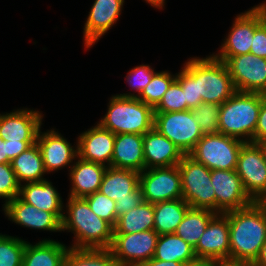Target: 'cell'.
Segmentation results:
<instances>
[{
	"label": "cell",
	"instance_id": "obj_1",
	"mask_svg": "<svg viewBox=\"0 0 266 266\" xmlns=\"http://www.w3.org/2000/svg\"><path fill=\"white\" fill-rule=\"evenodd\" d=\"M230 232V259L254 262L266 241V213L254 202L224 213Z\"/></svg>",
	"mask_w": 266,
	"mask_h": 266
},
{
	"label": "cell",
	"instance_id": "obj_2",
	"mask_svg": "<svg viewBox=\"0 0 266 266\" xmlns=\"http://www.w3.org/2000/svg\"><path fill=\"white\" fill-rule=\"evenodd\" d=\"M62 219V231L74 234V244L70 248H110L114 227L99 218L84 198L69 197Z\"/></svg>",
	"mask_w": 266,
	"mask_h": 266
},
{
	"label": "cell",
	"instance_id": "obj_3",
	"mask_svg": "<svg viewBox=\"0 0 266 266\" xmlns=\"http://www.w3.org/2000/svg\"><path fill=\"white\" fill-rule=\"evenodd\" d=\"M182 68L196 81L197 98L202 102L221 105L236 92L225 62L212 54L193 57Z\"/></svg>",
	"mask_w": 266,
	"mask_h": 266
},
{
	"label": "cell",
	"instance_id": "obj_4",
	"mask_svg": "<svg viewBox=\"0 0 266 266\" xmlns=\"http://www.w3.org/2000/svg\"><path fill=\"white\" fill-rule=\"evenodd\" d=\"M262 93L235 92L220 105L219 133L253 143Z\"/></svg>",
	"mask_w": 266,
	"mask_h": 266
},
{
	"label": "cell",
	"instance_id": "obj_5",
	"mask_svg": "<svg viewBox=\"0 0 266 266\" xmlns=\"http://www.w3.org/2000/svg\"><path fill=\"white\" fill-rule=\"evenodd\" d=\"M98 123L115 135L125 133L144 135L154 128V108L137 97L113 95L107 113Z\"/></svg>",
	"mask_w": 266,
	"mask_h": 266
},
{
	"label": "cell",
	"instance_id": "obj_6",
	"mask_svg": "<svg viewBox=\"0 0 266 266\" xmlns=\"http://www.w3.org/2000/svg\"><path fill=\"white\" fill-rule=\"evenodd\" d=\"M181 175L182 199L191 208L209 209L216 213V195L211 183V170L184 155L178 163Z\"/></svg>",
	"mask_w": 266,
	"mask_h": 266
},
{
	"label": "cell",
	"instance_id": "obj_7",
	"mask_svg": "<svg viewBox=\"0 0 266 266\" xmlns=\"http://www.w3.org/2000/svg\"><path fill=\"white\" fill-rule=\"evenodd\" d=\"M245 143L221 133L203 135L188 155L210 170H235Z\"/></svg>",
	"mask_w": 266,
	"mask_h": 266
},
{
	"label": "cell",
	"instance_id": "obj_8",
	"mask_svg": "<svg viewBox=\"0 0 266 266\" xmlns=\"http://www.w3.org/2000/svg\"><path fill=\"white\" fill-rule=\"evenodd\" d=\"M154 128L188 155L203 133L191 110L154 112Z\"/></svg>",
	"mask_w": 266,
	"mask_h": 266
},
{
	"label": "cell",
	"instance_id": "obj_9",
	"mask_svg": "<svg viewBox=\"0 0 266 266\" xmlns=\"http://www.w3.org/2000/svg\"><path fill=\"white\" fill-rule=\"evenodd\" d=\"M139 186L143 201L151 204L182 198L178 165L144 169L140 172Z\"/></svg>",
	"mask_w": 266,
	"mask_h": 266
},
{
	"label": "cell",
	"instance_id": "obj_10",
	"mask_svg": "<svg viewBox=\"0 0 266 266\" xmlns=\"http://www.w3.org/2000/svg\"><path fill=\"white\" fill-rule=\"evenodd\" d=\"M158 236L155 230L114 234L110 250L117 266H139L153 258Z\"/></svg>",
	"mask_w": 266,
	"mask_h": 266
},
{
	"label": "cell",
	"instance_id": "obj_11",
	"mask_svg": "<svg viewBox=\"0 0 266 266\" xmlns=\"http://www.w3.org/2000/svg\"><path fill=\"white\" fill-rule=\"evenodd\" d=\"M225 64L237 92L266 95V58L247 53L231 56Z\"/></svg>",
	"mask_w": 266,
	"mask_h": 266
},
{
	"label": "cell",
	"instance_id": "obj_12",
	"mask_svg": "<svg viewBox=\"0 0 266 266\" xmlns=\"http://www.w3.org/2000/svg\"><path fill=\"white\" fill-rule=\"evenodd\" d=\"M235 170L249 197L257 202L266 193V163L256 143L242 146Z\"/></svg>",
	"mask_w": 266,
	"mask_h": 266
},
{
	"label": "cell",
	"instance_id": "obj_13",
	"mask_svg": "<svg viewBox=\"0 0 266 266\" xmlns=\"http://www.w3.org/2000/svg\"><path fill=\"white\" fill-rule=\"evenodd\" d=\"M262 24L260 15L253 7L236 16L220 51L212 54L216 59L226 62L231 56L250 53L254 31Z\"/></svg>",
	"mask_w": 266,
	"mask_h": 266
},
{
	"label": "cell",
	"instance_id": "obj_14",
	"mask_svg": "<svg viewBox=\"0 0 266 266\" xmlns=\"http://www.w3.org/2000/svg\"><path fill=\"white\" fill-rule=\"evenodd\" d=\"M211 183L216 195V213L243 209L254 203L236 170H211Z\"/></svg>",
	"mask_w": 266,
	"mask_h": 266
},
{
	"label": "cell",
	"instance_id": "obj_15",
	"mask_svg": "<svg viewBox=\"0 0 266 266\" xmlns=\"http://www.w3.org/2000/svg\"><path fill=\"white\" fill-rule=\"evenodd\" d=\"M194 253L198 260L230 259L229 224L224 213H217L210 220Z\"/></svg>",
	"mask_w": 266,
	"mask_h": 266
},
{
	"label": "cell",
	"instance_id": "obj_16",
	"mask_svg": "<svg viewBox=\"0 0 266 266\" xmlns=\"http://www.w3.org/2000/svg\"><path fill=\"white\" fill-rule=\"evenodd\" d=\"M36 143L40 149L46 172H54L66 166L72 167L73 160H77L78 150L71 146L55 129L38 132Z\"/></svg>",
	"mask_w": 266,
	"mask_h": 266
},
{
	"label": "cell",
	"instance_id": "obj_17",
	"mask_svg": "<svg viewBox=\"0 0 266 266\" xmlns=\"http://www.w3.org/2000/svg\"><path fill=\"white\" fill-rule=\"evenodd\" d=\"M42 120L40 111L27 108L0 114V137L5 141H36Z\"/></svg>",
	"mask_w": 266,
	"mask_h": 266
},
{
	"label": "cell",
	"instance_id": "obj_18",
	"mask_svg": "<svg viewBox=\"0 0 266 266\" xmlns=\"http://www.w3.org/2000/svg\"><path fill=\"white\" fill-rule=\"evenodd\" d=\"M124 0H95L84 25L86 49L91 48L119 20Z\"/></svg>",
	"mask_w": 266,
	"mask_h": 266
},
{
	"label": "cell",
	"instance_id": "obj_19",
	"mask_svg": "<svg viewBox=\"0 0 266 266\" xmlns=\"http://www.w3.org/2000/svg\"><path fill=\"white\" fill-rule=\"evenodd\" d=\"M114 141L115 134L97 123L78 137V157L109 167L111 166Z\"/></svg>",
	"mask_w": 266,
	"mask_h": 266
},
{
	"label": "cell",
	"instance_id": "obj_20",
	"mask_svg": "<svg viewBox=\"0 0 266 266\" xmlns=\"http://www.w3.org/2000/svg\"><path fill=\"white\" fill-rule=\"evenodd\" d=\"M5 216L10 221L30 229L43 231H62V222L51 212L39 210L24 202L19 196L3 206Z\"/></svg>",
	"mask_w": 266,
	"mask_h": 266
},
{
	"label": "cell",
	"instance_id": "obj_21",
	"mask_svg": "<svg viewBox=\"0 0 266 266\" xmlns=\"http://www.w3.org/2000/svg\"><path fill=\"white\" fill-rule=\"evenodd\" d=\"M145 169L178 165L184 157L180 149L155 128L143 135Z\"/></svg>",
	"mask_w": 266,
	"mask_h": 266
},
{
	"label": "cell",
	"instance_id": "obj_22",
	"mask_svg": "<svg viewBox=\"0 0 266 266\" xmlns=\"http://www.w3.org/2000/svg\"><path fill=\"white\" fill-rule=\"evenodd\" d=\"M111 167L142 172L145 169L143 135L116 134Z\"/></svg>",
	"mask_w": 266,
	"mask_h": 266
},
{
	"label": "cell",
	"instance_id": "obj_23",
	"mask_svg": "<svg viewBox=\"0 0 266 266\" xmlns=\"http://www.w3.org/2000/svg\"><path fill=\"white\" fill-rule=\"evenodd\" d=\"M19 197L26 203L53 213L61 222L63 219L62 198L51 181L28 182L20 185Z\"/></svg>",
	"mask_w": 266,
	"mask_h": 266
},
{
	"label": "cell",
	"instance_id": "obj_24",
	"mask_svg": "<svg viewBox=\"0 0 266 266\" xmlns=\"http://www.w3.org/2000/svg\"><path fill=\"white\" fill-rule=\"evenodd\" d=\"M77 159L70 168L72 187L68 196L84 198L99 191L107 166L88 162L79 157Z\"/></svg>",
	"mask_w": 266,
	"mask_h": 266
},
{
	"label": "cell",
	"instance_id": "obj_25",
	"mask_svg": "<svg viewBox=\"0 0 266 266\" xmlns=\"http://www.w3.org/2000/svg\"><path fill=\"white\" fill-rule=\"evenodd\" d=\"M69 248L52 239H43L35 245L27 242L22 266H62Z\"/></svg>",
	"mask_w": 266,
	"mask_h": 266
},
{
	"label": "cell",
	"instance_id": "obj_26",
	"mask_svg": "<svg viewBox=\"0 0 266 266\" xmlns=\"http://www.w3.org/2000/svg\"><path fill=\"white\" fill-rule=\"evenodd\" d=\"M140 172L131 169L107 167L99 192L117 201L132 198V191L139 185Z\"/></svg>",
	"mask_w": 266,
	"mask_h": 266
},
{
	"label": "cell",
	"instance_id": "obj_27",
	"mask_svg": "<svg viewBox=\"0 0 266 266\" xmlns=\"http://www.w3.org/2000/svg\"><path fill=\"white\" fill-rule=\"evenodd\" d=\"M190 206L184 199L154 204V227L158 235L174 234Z\"/></svg>",
	"mask_w": 266,
	"mask_h": 266
},
{
	"label": "cell",
	"instance_id": "obj_28",
	"mask_svg": "<svg viewBox=\"0 0 266 266\" xmlns=\"http://www.w3.org/2000/svg\"><path fill=\"white\" fill-rule=\"evenodd\" d=\"M11 166L20 185L46 180L43 175L47 172L37 143L14 158Z\"/></svg>",
	"mask_w": 266,
	"mask_h": 266
},
{
	"label": "cell",
	"instance_id": "obj_29",
	"mask_svg": "<svg viewBox=\"0 0 266 266\" xmlns=\"http://www.w3.org/2000/svg\"><path fill=\"white\" fill-rule=\"evenodd\" d=\"M153 258L166 262H181L186 266L198 260L194 248L175 233L158 236Z\"/></svg>",
	"mask_w": 266,
	"mask_h": 266
},
{
	"label": "cell",
	"instance_id": "obj_30",
	"mask_svg": "<svg viewBox=\"0 0 266 266\" xmlns=\"http://www.w3.org/2000/svg\"><path fill=\"white\" fill-rule=\"evenodd\" d=\"M154 204L142 201L136 208L117 218L114 234H132L153 230Z\"/></svg>",
	"mask_w": 266,
	"mask_h": 266
},
{
	"label": "cell",
	"instance_id": "obj_31",
	"mask_svg": "<svg viewBox=\"0 0 266 266\" xmlns=\"http://www.w3.org/2000/svg\"><path fill=\"white\" fill-rule=\"evenodd\" d=\"M212 210L189 208L175 234L195 248L210 220L216 215Z\"/></svg>",
	"mask_w": 266,
	"mask_h": 266
},
{
	"label": "cell",
	"instance_id": "obj_32",
	"mask_svg": "<svg viewBox=\"0 0 266 266\" xmlns=\"http://www.w3.org/2000/svg\"><path fill=\"white\" fill-rule=\"evenodd\" d=\"M62 266H117L110 248H69Z\"/></svg>",
	"mask_w": 266,
	"mask_h": 266
},
{
	"label": "cell",
	"instance_id": "obj_33",
	"mask_svg": "<svg viewBox=\"0 0 266 266\" xmlns=\"http://www.w3.org/2000/svg\"><path fill=\"white\" fill-rule=\"evenodd\" d=\"M176 76L177 74L173 75L169 71L155 72L150 83L142 90L137 98L155 108L171 83L176 79Z\"/></svg>",
	"mask_w": 266,
	"mask_h": 266
},
{
	"label": "cell",
	"instance_id": "obj_34",
	"mask_svg": "<svg viewBox=\"0 0 266 266\" xmlns=\"http://www.w3.org/2000/svg\"><path fill=\"white\" fill-rule=\"evenodd\" d=\"M27 241L14 236L0 238V266H22Z\"/></svg>",
	"mask_w": 266,
	"mask_h": 266
},
{
	"label": "cell",
	"instance_id": "obj_35",
	"mask_svg": "<svg viewBox=\"0 0 266 266\" xmlns=\"http://www.w3.org/2000/svg\"><path fill=\"white\" fill-rule=\"evenodd\" d=\"M220 104L203 102L191 109L203 135L219 133Z\"/></svg>",
	"mask_w": 266,
	"mask_h": 266
},
{
	"label": "cell",
	"instance_id": "obj_36",
	"mask_svg": "<svg viewBox=\"0 0 266 266\" xmlns=\"http://www.w3.org/2000/svg\"><path fill=\"white\" fill-rule=\"evenodd\" d=\"M187 110L184 91L180 83L175 79L163 95L154 112H177Z\"/></svg>",
	"mask_w": 266,
	"mask_h": 266
},
{
	"label": "cell",
	"instance_id": "obj_37",
	"mask_svg": "<svg viewBox=\"0 0 266 266\" xmlns=\"http://www.w3.org/2000/svg\"><path fill=\"white\" fill-rule=\"evenodd\" d=\"M90 209L99 217L109 222L113 227L116 225L117 216L115 201L99 191L84 197Z\"/></svg>",
	"mask_w": 266,
	"mask_h": 266
},
{
	"label": "cell",
	"instance_id": "obj_38",
	"mask_svg": "<svg viewBox=\"0 0 266 266\" xmlns=\"http://www.w3.org/2000/svg\"><path fill=\"white\" fill-rule=\"evenodd\" d=\"M19 192L20 184L11 163H0V198L5 200L2 206L19 196Z\"/></svg>",
	"mask_w": 266,
	"mask_h": 266
},
{
	"label": "cell",
	"instance_id": "obj_39",
	"mask_svg": "<svg viewBox=\"0 0 266 266\" xmlns=\"http://www.w3.org/2000/svg\"><path fill=\"white\" fill-rule=\"evenodd\" d=\"M155 71L151 68L150 65H139L134 67L128 72L126 76V80L128 85L132 88V90H136L138 94L135 93H123V94H116L121 97H137L141 94L142 90L150 83L153 74Z\"/></svg>",
	"mask_w": 266,
	"mask_h": 266
},
{
	"label": "cell",
	"instance_id": "obj_40",
	"mask_svg": "<svg viewBox=\"0 0 266 266\" xmlns=\"http://www.w3.org/2000/svg\"><path fill=\"white\" fill-rule=\"evenodd\" d=\"M176 80L184 91L187 110H191L203 103L202 98H197L196 81L183 68L177 73Z\"/></svg>",
	"mask_w": 266,
	"mask_h": 266
},
{
	"label": "cell",
	"instance_id": "obj_41",
	"mask_svg": "<svg viewBox=\"0 0 266 266\" xmlns=\"http://www.w3.org/2000/svg\"><path fill=\"white\" fill-rule=\"evenodd\" d=\"M143 201L142 192L140 186L138 185L132 191V198L118 199L115 201V210L117 218L130 210L136 208Z\"/></svg>",
	"mask_w": 266,
	"mask_h": 266
},
{
	"label": "cell",
	"instance_id": "obj_42",
	"mask_svg": "<svg viewBox=\"0 0 266 266\" xmlns=\"http://www.w3.org/2000/svg\"><path fill=\"white\" fill-rule=\"evenodd\" d=\"M250 53L266 58V25L263 23L254 31Z\"/></svg>",
	"mask_w": 266,
	"mask_h": 266
},
{
	"label": "cell",
	"instance_id": "obj_43",
	"mask_svg": "<svg viewBox=\"0 0 266 266\" xmlns=\"http://www.w3.org/2000/svg\"><path fill=\"white\" fill-rule=\"evenodd\" d=\"M266 140V95L262 94L261 108L253 135V143Z\"/></svg>",
	"mask_w": 266,
	"mask_h": 266
},
{
	"label": "cell",
	"instance_id": "obj_44",
	"mask_svg": "<svg viewBox=\"0 0 266 266\" xmlns=\"http://www.w3.org/2000/svg\"><path fill=\"white\" fill-rule=\"evenodd\" d=\"M35 143L36 141H7L8 158L12 161Z\"/></svg>",
	"mask_w": 266,
	"mask_h": 266
},
{
	"label": "cell",
	"instance_id": "obj_45",
	"mask_svg": "<svg viewBox=\"0 0 266 266\" xmlns=\"http://www.w3.org/2000/svg\"><path fill=\"white\" fill-rule=\"evenodd\" d=\"M216 266H253L252 262L235 259H216Z\"/></svg>",
	"mask_w": 266,
	"mask_h": 266
},
{
	"label": "cell",
	"instance_id": "obj_46",
	"mask_svg": "<svg viewBox=\"0 0 266 266\" xmlns=\"http://www.w3.org/2000/svg\"><path fill=\"white\" fill-rule=\"evenodd\" d=\"M139 266H186V265L181 262H174V261L166 262L155 258H151L148 261L141 263Z\"/></svg>",
	"mask_w": 266,
	"mask_h": 266
},
{
	"label": "cell",
	"instance_id": "obj_47",
	"mask_svg": "<svg viewBox=\"0 0 266 266\" xmlns=\"http://www.w3.org/2000/svg\"><path fill=\"white\" fill-rule=\"evenodd\" d=\"M0 163H11V160L8 158L7 141L3 140L1 137H0Z\"/></svg>",
	"mask_w": 266,
	"mask_h": 266
},
{
	"label": "cell",
	"instance_id": "obj_48",
	"mask_svg": "<svg viewBox=\"0 0 266 266\" xmlns=\"http://www.w3.org/2000/svg\"><path fill=\"white\" fill-rule=\"evenodd\" d=\"M253 266H266V241L261 247L258 257L253 262Z\"/></svg>",
	"mask_w": 266,
	"mask_h": 266
},
{
	"label": "cell",
	"instance_id": "obj_49",
	"mask_svg": "<svg viewBox=\"0 0 266 266\" xmlns=\"http://www.w3.org/2000/svg\"><path fill=\"white\" fill-rule=\"evenodd\" d=\"M253 9L260 15L262 23L266 25V2L253 6Z\"/></svg>",
	"mask_w": 266,
	"mask_h": 266
},
{
	"label": "cell",
	"instance_id": "obj_50",
	"mask_svg": "<svg viewBox=\"0 0 266 266\" xmlns=\"http://www.w3.org/2000/svg\"><path fill=\"white\" fill-rule=\"evenodd\" d=\"M188 266H216V260H197Z\"/></svg>",
	"mask_w": 266,
	"mask_h": 266
},
{
	"label": "cell",
	"instance_id": "obj_51",
	"mask_svg": "<svg viewBox=\"0 0 266 266\" xmlns=\"http://www.w3.org/2000/svg\"><path fill=\"white\" fill-rule=\"evenodd\" d=\"M145 1L151 6L158 8V9H163L165 5V0H145Z\"/></svg>",
	"mask_w": 266,
	"mask_h": 266
},
{
	"label": "cell",
	"instance_id": "obj_52",
	"mask_svg": "<svg viewBox=\"0 0 266 266\" xmlns=\"http://www.w3.org/2000/svg\"><path fill=\"white\" fill-rule=\"evenodd\" d=\"M256 144L260 147L263 157H264V161L266 163V140L257 142Z\"/></svg>",
	"mask_w": 266,
	"mask_h": 266
},
{
	"label": "cell",
	"instance_id": "obj_53",
	"mask_svg": "<svg viewBox=\"0 0 266 266\" xmlns=\"http://www.w3.org/2000/svg\"><path fill=\"white\" fill-rule=\"evenodd\" d=\"M257 203L265 210L266 213V193L257 201Z\"/></svg>",
	"mask_w": 266,
	"mask_h": 266
}]
</instances>
